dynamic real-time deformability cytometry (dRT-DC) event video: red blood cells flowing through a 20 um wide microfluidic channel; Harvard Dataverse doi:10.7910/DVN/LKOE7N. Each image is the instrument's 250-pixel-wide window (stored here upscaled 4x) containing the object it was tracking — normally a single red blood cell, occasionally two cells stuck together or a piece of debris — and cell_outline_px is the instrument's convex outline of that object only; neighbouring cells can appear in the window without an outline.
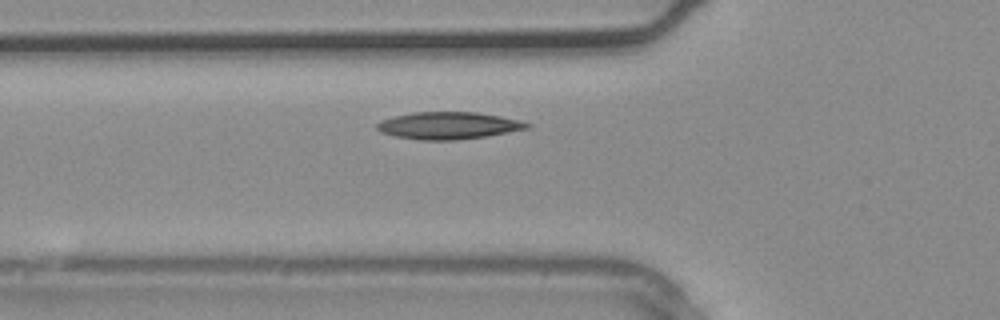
{"species": "common noctule bat (a hibernating species)", "species_latin": "Nyctalus noctula", "temperature_condition": "warm", "stored_images_in_passage": 2, "camera_frame_rate_fps": 3000, "um_per_image_px": 0.085, "animal": {"sex": "male", "body_mass_g": 20.4}, "frame": {"image": 1, "passage_image": 2, "time_ms": 0.333, "image_size_px": [1000, 320], "cell_outline_px": [[532, 128], [488, 136], [456, 140], [420, 140], [396, 136], [380, 132], [376, 128], [376, 124], [380, 120], [412, 112], [476, 112], [500, 116], [520, 120], [532, 124]], "centroid_in_image_um": [38.16, 10.67], "position_along_channel_um": 87.6, "area_um2": 23.93}}